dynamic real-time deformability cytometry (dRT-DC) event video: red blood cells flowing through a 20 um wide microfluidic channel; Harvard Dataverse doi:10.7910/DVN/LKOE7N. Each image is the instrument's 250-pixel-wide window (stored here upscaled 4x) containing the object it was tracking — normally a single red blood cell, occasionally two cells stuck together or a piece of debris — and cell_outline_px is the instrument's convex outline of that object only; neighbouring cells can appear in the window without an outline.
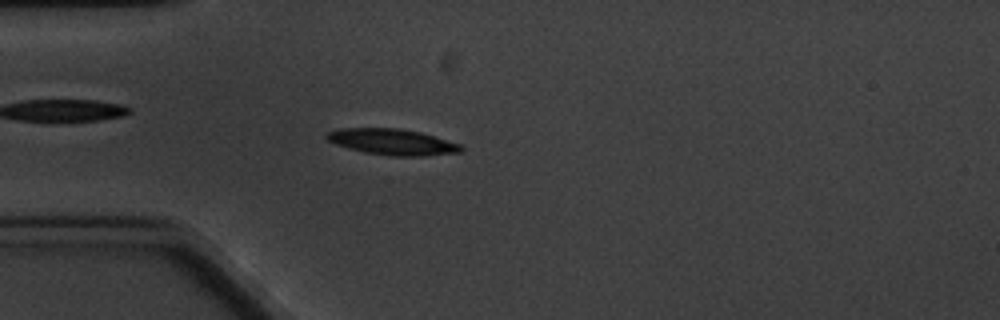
{"species": "common noctule bat (a hibernating species)", "species_latin": "Nyctalus noctula", "temperature_condition": "cold", "stored_images_in_passage": 5, "camera_frame_rate_fps": 3000, "um_per_image_px": 0.085, "animal": {"sex": "male", "body_mass_g": 20.1, "forearm_length_mm": 53.5}, "frame": {"image": 1, "passage_image": 5, "time_ms": 4.667, "image_size_px": [1000, 320], "cell_outline_px": [[464, 148], [460, 152], [424, 156], [388, 156], [364, 152], [348, 148], [336, 144], [328, 140], [324, 136], [328, 132], [340, 128], [400, 128], [420, 132], [464, 144]], "centroid_in_image_um": [33.39, 12.06], "position_along_channel_um": 51.6, "area_um2": 20.58}}